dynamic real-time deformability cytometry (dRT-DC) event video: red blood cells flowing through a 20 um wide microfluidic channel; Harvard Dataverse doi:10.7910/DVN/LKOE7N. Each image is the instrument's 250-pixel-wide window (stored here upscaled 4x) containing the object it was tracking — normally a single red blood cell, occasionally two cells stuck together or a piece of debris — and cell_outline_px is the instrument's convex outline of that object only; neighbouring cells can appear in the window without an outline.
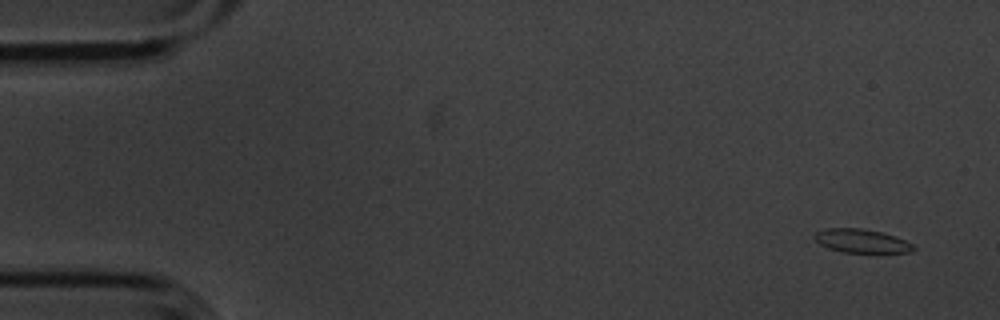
{"species": "common noctule bat (a hibernating species)", "species_latin": "Nyctalus noctula", "temperature_condition": "cold", "stored_images_in_passage": 4, "camera_frame_rate_fps": 3000, "um_per_image_px": 0.085, "animal": {"sex": "male", "body_mass_g": 20.1, "forearm_length_mm": 53.5}, "frame": {"image": 1, "passage_image": 1, "time_ms": 0.0, "image_size_px": [1000, 320], "cell_outline_px": [[916, 248], [908, 252], [844, 252], [828, 248], [820, 244], [812, 236], [816, 232], [828, 228], [860, 228], [884, 232], [896, 236], [912, 244]], "centroid_in_image_um": [73.22, 20.47], "position_along_channel_um": 11.8, "area_um2": 13.53}}